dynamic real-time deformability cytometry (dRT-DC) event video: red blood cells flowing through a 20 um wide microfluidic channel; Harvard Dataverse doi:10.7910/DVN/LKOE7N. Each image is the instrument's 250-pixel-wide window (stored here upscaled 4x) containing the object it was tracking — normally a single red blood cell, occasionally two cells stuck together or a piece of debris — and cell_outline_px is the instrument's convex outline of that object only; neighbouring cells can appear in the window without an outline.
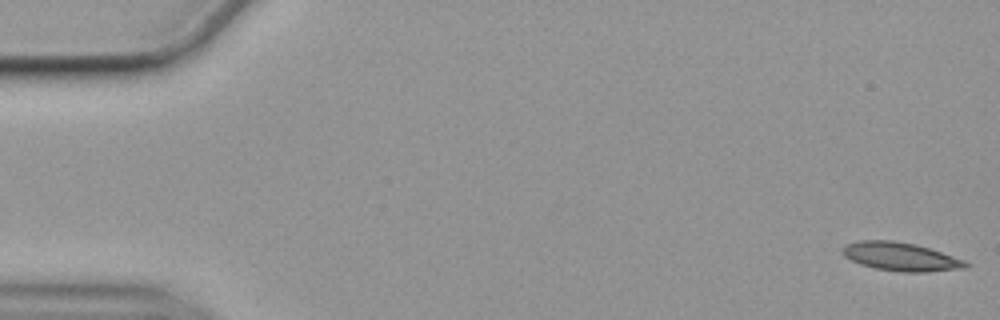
{"species": "common noctule bat (a hibernating species)", "species_latin": "Nyctalus noctula", "temperature_condition": "cold", "stored_images_in_passage": 5, "camera_frame_rate_fps": 3000, "um_per_image_px": 0.085, "animal": {"sex": "female", "body_mass_g": 19.9}, "frame": {"image": 1, "passage_image": 1, "time_ms": 0.0, "image_size_px": [1000, 320], "cell_outline_px": [[972, 264], [968, 268], [928, 272], [900, 272], [876, 268], [860, 264], [844, 256], [840, 248], [844, 244], [856, 240], [892, 240], [916, 244], [964, 260]], "centroid_in_image_um": [76.54, 21.81], "position_along_channel_um": 8.5, "area_um2": 20.63}}